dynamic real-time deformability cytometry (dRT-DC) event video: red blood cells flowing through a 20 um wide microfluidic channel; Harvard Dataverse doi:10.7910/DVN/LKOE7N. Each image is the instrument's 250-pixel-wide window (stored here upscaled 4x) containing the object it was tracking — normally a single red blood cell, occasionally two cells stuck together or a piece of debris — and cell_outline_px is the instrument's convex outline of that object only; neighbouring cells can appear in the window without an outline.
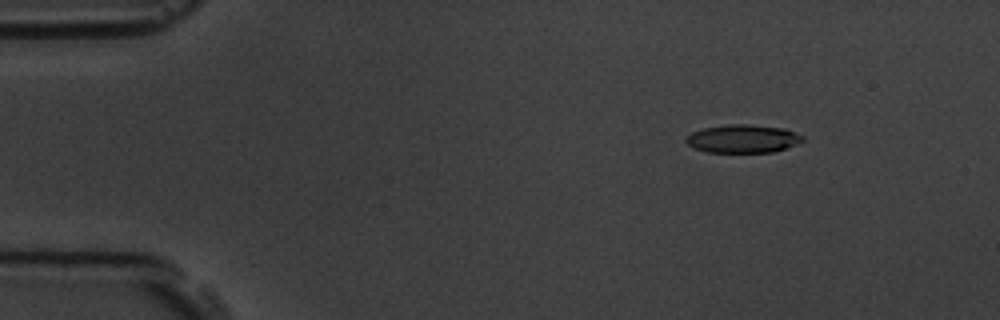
{"species": "common noctule bat (a hibernating species)", "species_latin": "Nyctalus noctula", "temperature_condition": "room temperature", "stored_images_in_passage": 11, "camera_frame_rate_fps": 3000, "um_per_image_px": 0.085, "animal": {"sex": "male", "body_mass_g": 19.5, "forearm_length_mm": 54.6}, "frame": {"image": 1, "passage_image": 2, "time_ms": 2.0, "image_size_px": [1000, 320], "cell_outline_px": [[804, 140], [784, 148], [772, 152], [708, 152], [692, 148], [684, 140], [684, 136], [692, 132], [704, 128], [728, 124], [748, 124], [784, 128], [804, 136]], "centroid_in_image_um": [63.08, 11.78], "position_along_channel_um": 21.9, "area_um2": 19.13}}
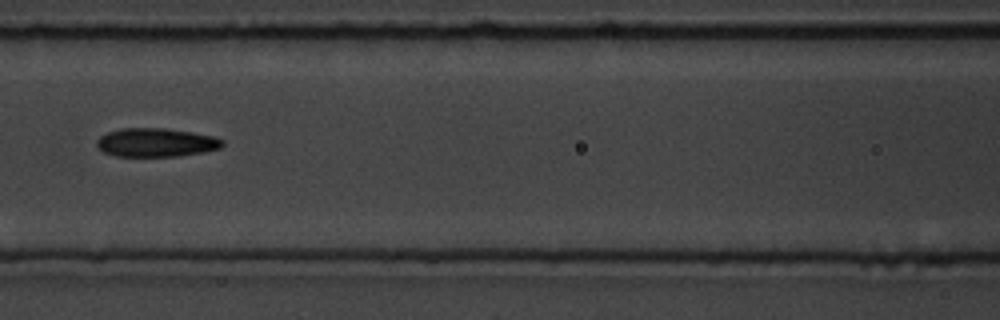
{"frame": {"image": 2, "passage_image": 7, "time_ms": 7.667, "image_size_px": [1000, 320], "cell_outline_px": [[224, 144], [220, 148], [204, 152], [176, 156], [116, 156], [104, 152], [96, 144], [96, 140], [100, 136], [108, 132], [120, 128], [164, 128], [192, 132], [216, 136], [224, 140]], "centroid_in_image_um": [13.29, 12.1], "position_along_channel_um": 153.3, "area_um2": 21.04}}
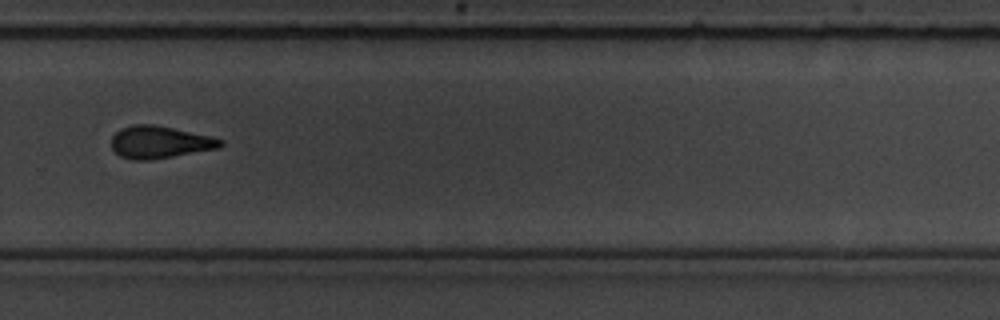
{"frame": {"image": 3, "passage_image": 11, "time_ms": 12.0, "image_size_px": [1000, 320], "cell_outline_px": [[224, 144], [220, 148], [148, 160], [132, 160], [120, 156], [112, 148], [112, 136], [120, 128], [132, 124], [152, 124], [172, 128], [208, 136], [224, 140]], "centroid_in_image_um": [13.55, 12.08], "position_along_channel_um": 316.3, "area_um2": 20.35}}